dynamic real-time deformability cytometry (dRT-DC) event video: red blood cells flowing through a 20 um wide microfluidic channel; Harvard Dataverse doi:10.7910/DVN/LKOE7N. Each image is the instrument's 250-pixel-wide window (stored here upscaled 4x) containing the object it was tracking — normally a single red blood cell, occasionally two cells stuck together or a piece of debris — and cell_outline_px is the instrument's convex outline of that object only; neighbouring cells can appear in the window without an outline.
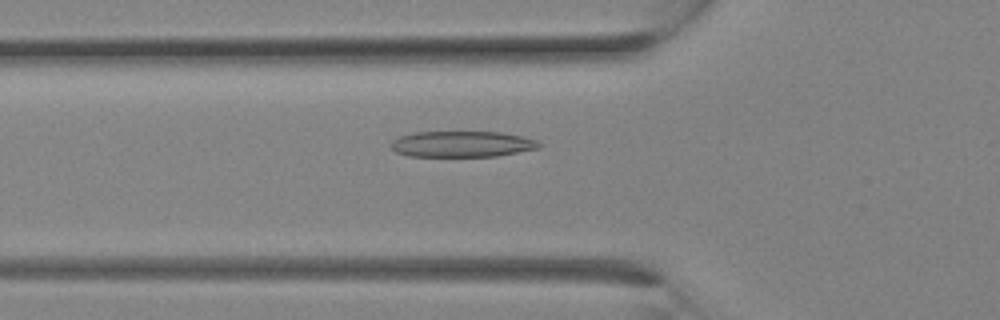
{"species": "Egyptian fruit bat (a non-hibernating species)", "species_latin": "Rousettus aegyptiacus", "temperature_condition": "room temperature", "stored_images_in_passage": 14, "camera_frame_rate_fps": 3000, "um_per_image_px": 0.085, "animal": {"sex": "female"}, "frame": {"image": 1, "passage_image": 10, "time_ms": 3.0, "image_size_px": [1000, 320], "cell_outline_px": [[540, 148], [496, 156], [408, 156], [396, 152], [388, 144], [392, 140], [400, 136], [416, 132], [500, 132], [520, 136], [536, 140], [540, 144]], "centroid_in_image_um": [39.23, 12.25], "position_along_channel_um": 86.6, "area_um2": 22.31}}
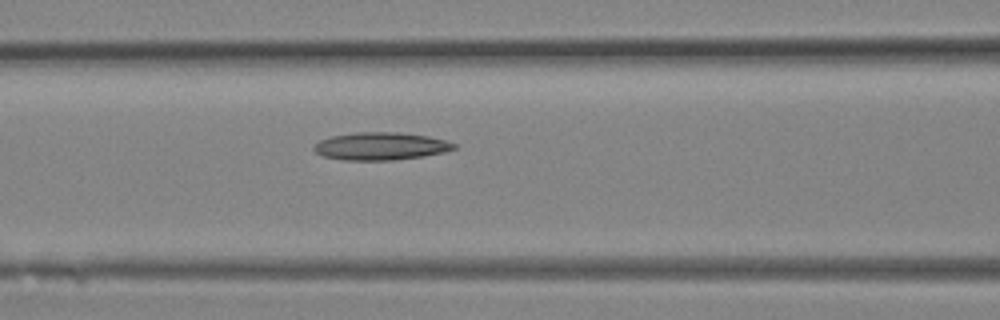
{"frame": {"image": 2, "passage_image": 12, "time_ms": 3.667, "image_size_px": [1000, 320], "cell_outline_px": [[456, 148], [444, 152], [424, 156], [392, 160], [344, 160], [320, 156], [312, 148], [320, 140], [332, 136], [356, 132], [396, 132], [428, 136], [444, 140], [456, 144]], "centroid_in_image_um": [32.34, 12.43], "position_along_channel_um": 134.3, "area_um2": 22.54}}
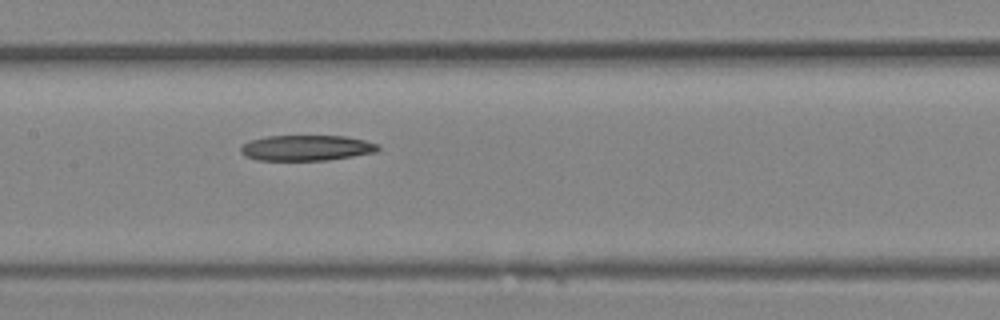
{"frame": {"image": 3, "passage_image": 14, "time_ms": 4.333, "image_size_px": [1000, 320], "cell_outline_px": [[380, 148], [376, 152], [328, 160], [256, 160], [244, 156], [240, 152], [240, 148], [244, 144], [252, 140], [268, 136], [344, 136], [364, 140], [380, 144]], "centroid_in_image_um": [26.06, 12.57], "position_along_channel_um": 181.3, "area_um2": 20.4}}